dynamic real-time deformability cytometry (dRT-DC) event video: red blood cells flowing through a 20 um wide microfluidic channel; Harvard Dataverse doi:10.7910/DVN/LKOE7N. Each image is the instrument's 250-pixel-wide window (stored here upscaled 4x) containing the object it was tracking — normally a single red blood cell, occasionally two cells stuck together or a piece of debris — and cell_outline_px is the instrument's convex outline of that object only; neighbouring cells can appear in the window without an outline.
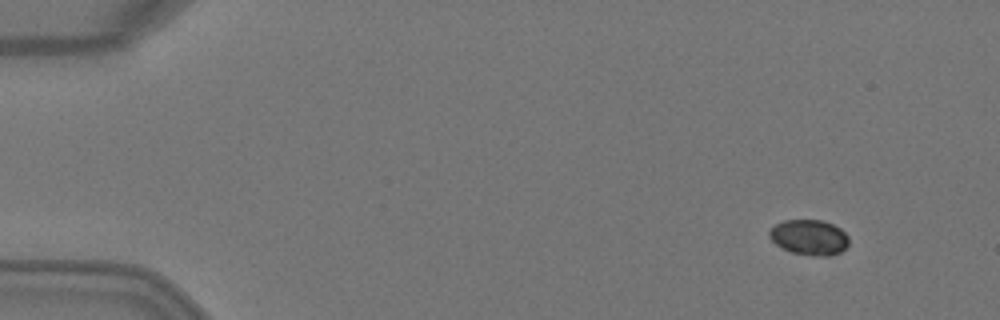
{"species": "Egyptian fruit bat (a non-hibernating species)", "species_latin": "Rousettus aegyptiacus", "temperature_condition": "warm", "stored_images_in_passage": 4, "camera_frame_rate_fps": 3000, "um_per_image_px": 0.085, "animal": {"sex": "female"}, "frame": {"image": 1, "passage_image": 1, "time_ms": 0.0, "image_size_px": [1000, 320], "cell_outline_px": [[848, 244], [840, 252], [828, 256], [812, 256], [792, 252], [776, 244], [768, 236], [768, 232], [776, 224], [784, 220], [824, 220], [840, 228], [848, 236]], "centroid_in_image_um": [68.79, 20.17], "position_along_channel_um": 16.2, "area_um2": 16.3}}
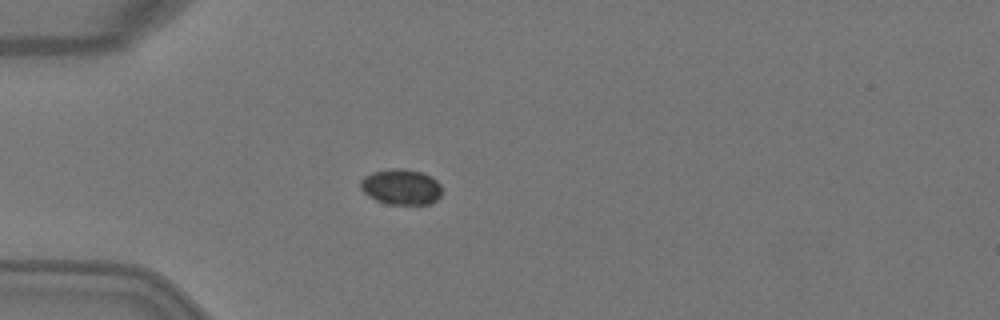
{"frame": {"image": 2, "passage_image": 4, "time_ms": 1.0, "image_size_px": [1000, 320], "cell_outline_px": [[440, 196], [432, 204], [384, 204], [368, 196], [360, 188], [360, 180], [364, 176], [372, 172], [392, 168], [400, 168], [420, 172], [432, 176], [440, 184]], "centroid_in_image_um": [34.07, 15.89], "position_along_channel_um": 50.9, "area_um2": 16.99}}